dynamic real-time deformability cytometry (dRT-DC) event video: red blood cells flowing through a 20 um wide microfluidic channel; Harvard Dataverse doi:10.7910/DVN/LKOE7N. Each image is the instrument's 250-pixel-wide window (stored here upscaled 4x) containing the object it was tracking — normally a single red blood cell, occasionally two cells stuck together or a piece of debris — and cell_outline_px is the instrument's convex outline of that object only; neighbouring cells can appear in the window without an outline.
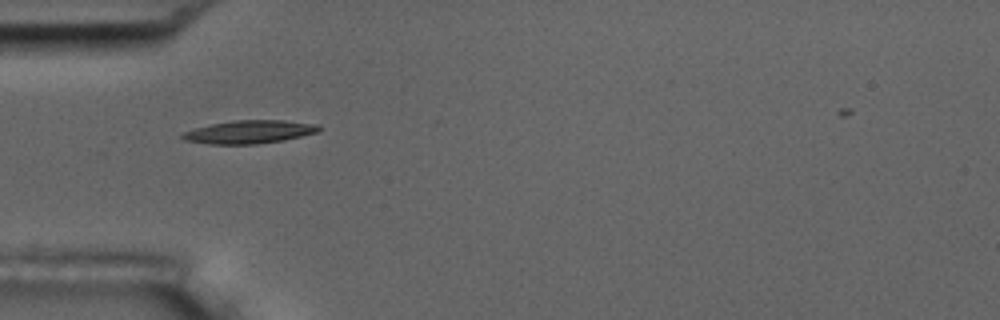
{"species": "common noctule bat (a hibernating species)", "species_latin": "Nyctalus noctula", "temperature_condition": "room temperature", "stored_images_in_passage": 2, "camera_frame_rate_fps": 3000, "um_per_image_px": 0.085, "animal": {"sex": "male", "body_mass_g": 17.5, "forearm_length_mm": 52.3}, "frame": {"image": 1, "passage_image": 1, "time_ms": 0.0, "image_size_px": [1000, 320], "cell_outline_px": [[324, 128], [320, 132], [284, 140], [252, 144], [208, 144], [184, 140], [180, 136], [180, 132], [212, 124], [232, 120], [284, 120], [320, 124]], "centroid_in_image_um": [21.24, 11.2], "position_along_channel_um": 63.8, "area_um2": 18.67}}